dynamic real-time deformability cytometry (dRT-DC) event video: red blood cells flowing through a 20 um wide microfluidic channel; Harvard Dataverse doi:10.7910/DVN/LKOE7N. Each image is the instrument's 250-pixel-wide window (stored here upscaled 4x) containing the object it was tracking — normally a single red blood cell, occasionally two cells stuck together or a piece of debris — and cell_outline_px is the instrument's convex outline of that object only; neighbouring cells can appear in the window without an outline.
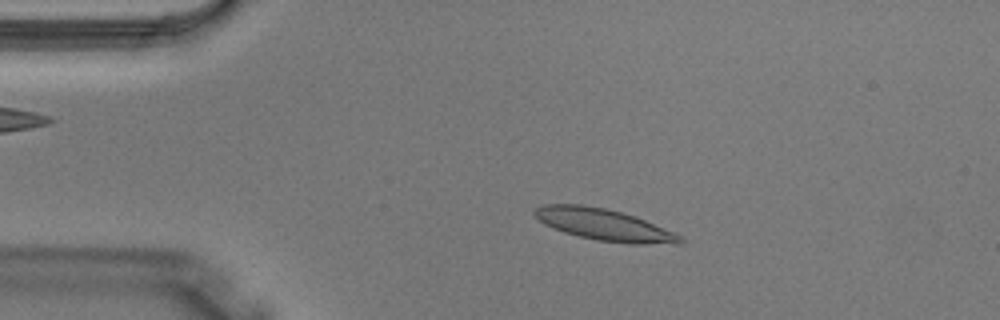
{"species": "Egyptian fruit bat (a non-hibernating species)", "species_latin": "Rousettus aegyptiacus", "temperature_condition": "warm", "stored_images_in_passage": 4, "camera_frame_rate_fps": 3000, "um_per_image_px": 0.085, "animal": {"sex": "male"}, "frame": {"image": 1, "passage_image": 2, "time_ms": 0.333, "image_size_px": [1000, 320], "cell_outline_px": [[684, 240], [680, 244], [632, 244], [596, 240], [564, 232], [544, 224], [532, 212], [536, 208], [544, 204], [584, 204], [604, 208], [636, 216], [672, 232], [680, 236]], "centroid_in_image_um": [51.34, 19.1], "position_along_channel_um": 33.7, "area_um2": 26.59}}